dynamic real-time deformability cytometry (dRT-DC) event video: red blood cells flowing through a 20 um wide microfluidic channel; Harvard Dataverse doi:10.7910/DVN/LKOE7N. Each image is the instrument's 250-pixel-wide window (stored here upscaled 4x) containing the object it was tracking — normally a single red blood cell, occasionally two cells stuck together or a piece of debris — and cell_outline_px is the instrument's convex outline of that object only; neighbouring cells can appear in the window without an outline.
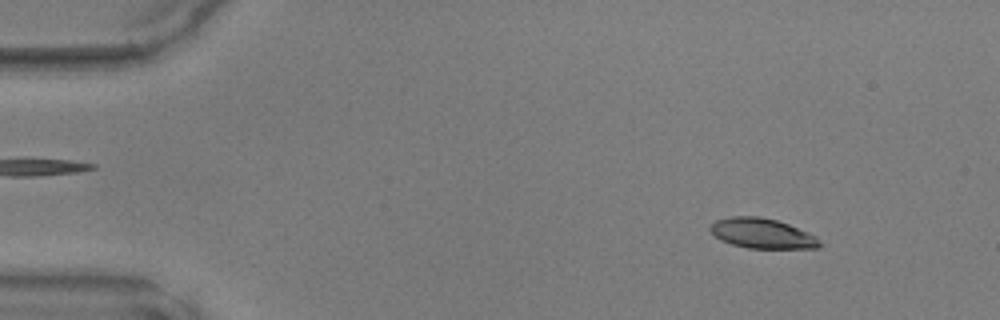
{"species": "common noctule bat (a hibernating species)", "species_latin": "Nyctalus noctula", "temperature_condition": "warm", "stored_images_in_passage": 29, "camera_frame_rate_fps": 3000, "um_per_image_px": 0.085, "animal": {"sex": "male", "body_mass_g": 17.9, "forearm_length_mm": 54.2}, "frame": {"image": 1, "passage_image": 5, "time_ms": 1.333, "image_size_px": [1000, 320], "cell_outline_px": [[820, 248], [748, 248], [732, 244], [720, 240], [708, 228], [716, 220], [732, 216], [760, 216], [776, 220], [788, 224], [808, 232], [816, 236], [820, 244]], "centroid_in_image_um": [64.77, 19.83], "position_along_channel_um": 20.2, "area_um2": 19.02}}
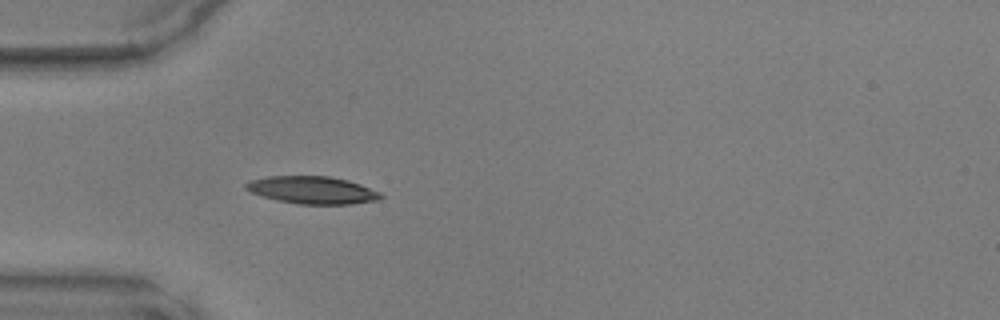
{"frame": {"image": 2, "passage_image": 14, "time_ms": 4.333, "image_size_px": [1000, 320], "cell_outline_px": [[384, 196], [380, 200], [352, 204], [300, 204], [276, 200], [252, 192], [244, 188], [244, 184], [252, 180], [268, 176], [328, 176], [348, 180], [360, 184], [380, 192]], "centroid_in_image_um": [26.59, 16.16], "position_along_channel_um": 58.4, "area_um2": 21.56}}
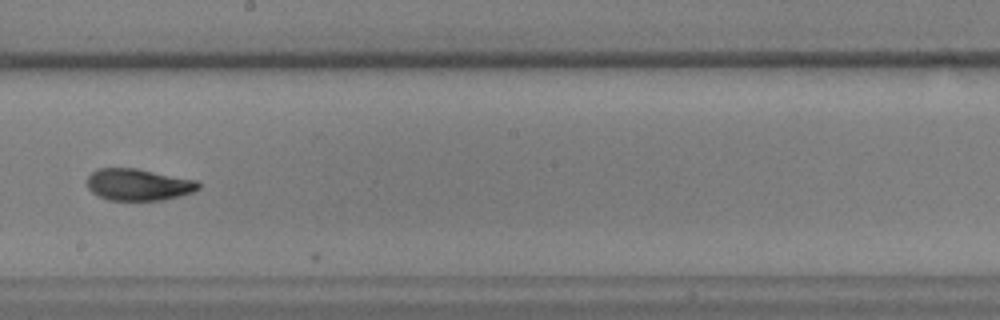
{"frame": {"image": 3, "passage_image": 27, "time_ms": 8.667, "image_size_px": [1000, 320], "cell_outline_px": [[200, 188], [192, 192], [180, 196], [164, 200], [108, 200], [92, 192], [88, 188], [88, 176], [96, 168], [136, 168], [196, 180], [200, 184]], "centroid_in_image_um": [11.76, 15.69], "position_along_channel_um": 236.4, "area_um2": 20.58}}